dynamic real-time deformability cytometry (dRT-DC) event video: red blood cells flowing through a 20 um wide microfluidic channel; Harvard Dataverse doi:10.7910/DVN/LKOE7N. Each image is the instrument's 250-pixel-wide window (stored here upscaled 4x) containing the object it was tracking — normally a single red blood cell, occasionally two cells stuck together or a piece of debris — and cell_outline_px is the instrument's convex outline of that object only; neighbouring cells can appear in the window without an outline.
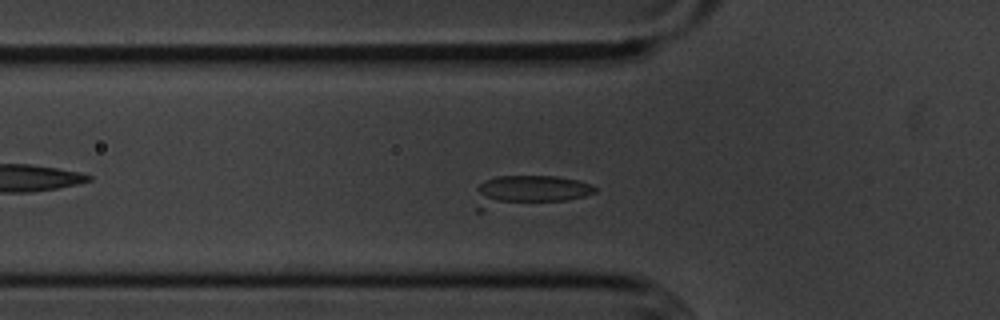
{"species": "common noctule bat (a hibernating species)", "species_latin": "Nyctalus noctula", "temperature_condition": "cold", "stored_images_in_passage": 39, "camera_frame_rate_fps": 3000, "um_per_image_px": 0.085, "animal": {"sex": "male", "body_mass_g": 20.1, "forearm_length_mm": 53.5}, "frame": {"image": 1, "passage_image": 2, "time_ms": 0.333, "image_size_px": [1000, 320], "cell_outline_px": [[596, 192], [584, 196], [568, 200], [484, 200], [476, 188], [484, 180], [496, 176], [556, 176], [580, 180], [592, 184], [596, 188]], "centroid_in_image_um": [45.37, 16.01], "position_along_channel_um": 80.4, "area_um2": 17.92}}
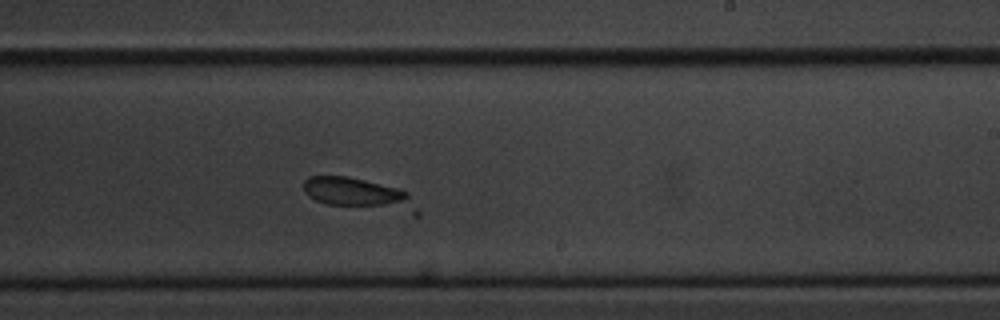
{"frame": {"image": 2, "passage_image": 17, "time_ms": 5.333, "image_size_px": [1000, 320], "cell_outline_px": [[420, 216], [412, 216], [328, 204], [316, 200], [308, 196], [304, 192], [304, 180], [308, 176], [348, 176], [396, 188], [408, 192], [420, 212]], "centroid_in_image_um": [30.6, 16.55], "position_along_channel_um": 258.4, "area_um2": 21.39}}
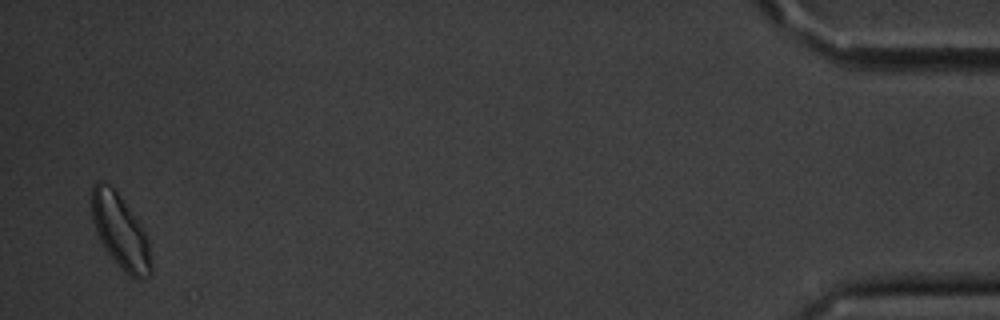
{"frame": {"image": 3, "passage_image": 38, "time_ms": 12.333, "image_size_px": [1000, 320], "cell_outline_px": [[152, 272], [148, 276], [140, 280], [136, 280], [128, 276], [120, 268], [104, 248], [96, 232], [92, 220], [92, 188], [100, 180], [108, 184], [120, 196], [140, 224], [148, 236], [152, 264]], "centroid_in_image_um": [10.26, 19.75], "position_along_channel_um": 424.9, "area_um2": 25.61}}